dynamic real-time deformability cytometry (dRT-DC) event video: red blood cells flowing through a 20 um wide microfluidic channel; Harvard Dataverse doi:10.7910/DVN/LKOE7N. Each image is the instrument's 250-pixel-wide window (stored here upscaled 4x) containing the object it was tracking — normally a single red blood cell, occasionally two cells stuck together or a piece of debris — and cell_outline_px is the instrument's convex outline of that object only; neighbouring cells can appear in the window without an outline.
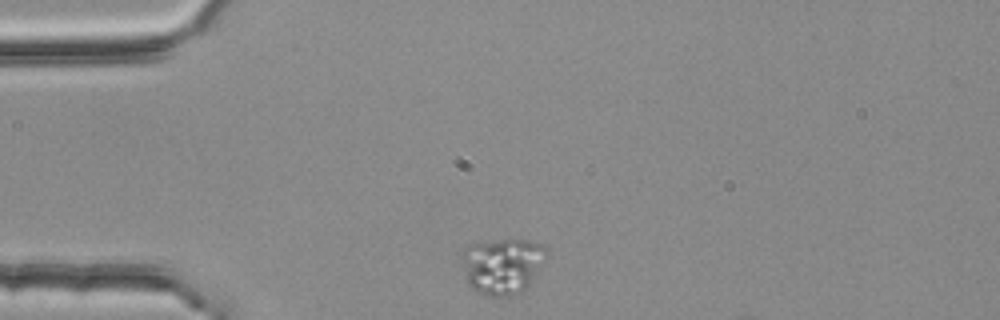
{"species": "common noctule bat (a hibernating species)", "species_latin": "Nyctalus noctula", "temperature_condition": "room temperature", "stored_images_in_passage": 4, "camera_frame_rate_fps": 3000, "um_per_image_px": 0.085, "animal": {"sex": "female", "body_mass_g": 25.1}, "frame": {"image": 1, "passage_image": 1, "time_ms": 0.0, "image_size_px": [1000, 320], "cell_outline_px": [[548, 252], [528, 288], [524, 292], [512, 296], [484, 296], [472, 288], [468, 284], [460, 252], [460, 248], [468, 244], [500, 240], [528, 240], [540, 244], [548, 248]], "centroid_in_image_um": [42.68, 22.6], "position_along_channel_um": 42.3, "area_um2": 27.92}}
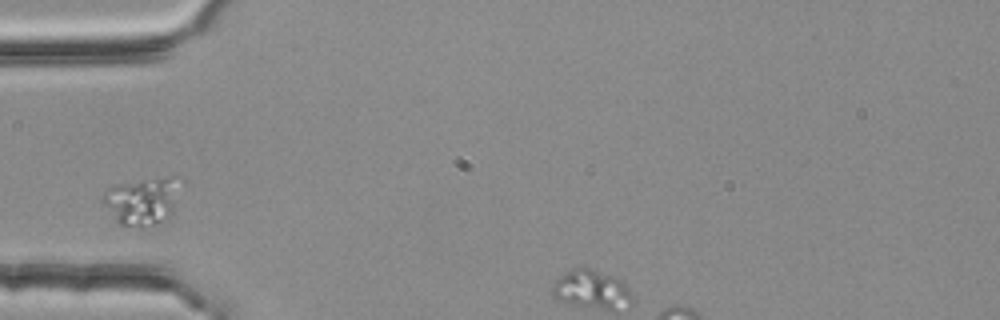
{"frame": {"image": 2, "passage_image": 2, "time_ms": 0.333, "image_size_px": [1000, 320], "cell_outline_px": [[184, 184], [172, 212], [160, 220], [144, 228], [140, 228], [116, 224], [100, 200], [100, 196], [112, 184], [140, 180], [172, 176], [184, 176]], "centroid_in_image_um": [12.1, 17.04], "position_along_channel_um": 72.9, "area_um2": 22.37}}